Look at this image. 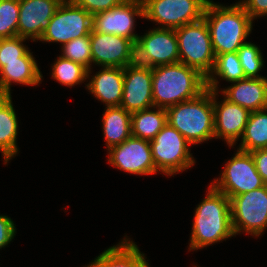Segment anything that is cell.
I'll return each instance as SVG.
<instances>
[{
	"label": "cell",
	"mask_w": 267,
	"mask_h": 267,
	"mask_svg": "<svg viewBox=\"0 0 267 267\" xmlns=\"http://www.w3.org/2000/svg\"><path fill=\"white\" fill-rule=\"evenodd\" d=\"M195 209L189 251L203 249L235 236L232 228L230 199L211 184Z\"/></svg>",
	"instance_id": "cell-1"
},
{
	"label": "cell",
	"mask_w": 267,
	"mask_h": 267,
	"mask_svg": "<svg viewBox=\"0 0 267 267\" xmlns=\"http://www.w3.org/2000/svg\"><path fill=\"white\" fill-rule=\"evenodd\" d=\"M153 106L167 109L203 93L206 77L197 69L175 63L152 68Z\"/></svg>",
	"instance_id": "cell-2"
},
{
	"label": "cell",
	"mask_w": 267,
	"mask_h": 267,
	"mask_svg": "<svg viewBox=\"0 0 267 267\" xmlns=\"http://www.w3.org/2000/svg\"><path fill=\"white\" fill-rule=\"evenodd\" d=\"M204 19L208 25L215 56L237 52L252 31L253 20L237 2L230 6L208 2Z\"/></svg>",
	"instance_id": "cell-3"
},
{
	"label": "cell",
	"mask_w": 267,
	"mask_h": 267,
	"mask_svg": "<svg viewBox=\"0 0 267 267\" xmlns=\"http://www.w3.org/2000/svg\"><path fill=\"white\" fill-rule=\"evenodd\" d=\"M167 123L174 127L190 145L215 138L212 91L206 89L198 97L166 109Z\"/></svg>",
	"instance_id": "cell-4"
},
{
	"label": "cell",
	"mask_w": 267,
	"mask_h": 267,
	"mask_svg": "<svg viewBox=\"0 0 267 267\" xmlns=\"http://www.w3.org/2000/svg\"><path fill=\"white\" fill-rule=\"evenodd\" d=\"M175 33L178 39L179 62L197 69L207 77L213 69L215 54L205 19L176 28Z\"/></svg>",
	"instance_id": "cell-5"
},
{
	"label": "cell",
	"mask_w": 267,
	"mask_h": 267,
	"mask_svg": "<svg viewBox=\"0 0 267 267\" xmlns=\"http://www.w3.org/2000/svg\"><path fill=\"white\" fill-rule=\"evenodd\" d=\"M149 142L157 172L172 176L192 168L196 162L189 142L168 123Z\"/></svg>",
	"instance_id": "cell-6"
},
{
	"label": "cell",
	"mask_w": 267,
	"mask_h": 267,
	"mask_svg": "<svg viewBox=\"0 0 267 267\" xmlns=\"http://www.w3.org/2000/svg\"><path fill=\"white\" fill-rule=\"evenodd\" d=\"M230 211L235 236H261L267 228V185L230 198Z\"/></svg>",
	"instance_id": "cell-7"
},
{
	"label": "cell",
	"mask_w": 267,
	"mask_h": 267,
	"mask_svg": "<svg viewBox=\"0 0 267 267\" xmlns=\"http://www.w3.org/2000/svg\"><path fill=\"white\" fill-rule=\"evenodd\" d=\"M211 0H142L144 19L160 24L157 28L176 29L204 18Z\"/></svg>",
	"instance_id": "cell-8"
},
{
	"label": "cell",
	"mask_w": 267,
	"mask_h": 267,
	"mask_svg": "<svg viewBox=\"0 0 267 267\" xmlns=\"http://www.w3.org/2000/svg\"><path fill=\"white\" fill-rule=\"evenodd\" d=\"M225 163L220 178L212 181L211 185L219 192L226 194L229 199L266 185L256 170L250 152L237 149L233 158Z\"/></svg>",
	"instance_id": "cell-9"
},
{
	"label": "cell",
	"mask_w": 267,
	"mask_h": 267,
	"mask_svg": "<svg viewBox=\"0 0 267 267\" xmlns=\"http://www.w3.org/2000/svg\"><path fill=\"white\" fill-rule=\"evenodd\" d=\"M92 15L71 0H63L49 21L48 29L43 33L42 42H67L90 35Z\"/></svg>",
	"instance_id": "cell-10"
},
{
	"label": "cell",
	"mask_w": 267,
	"mask_h": 267,
	"mask_svg": "<svg viewBox=\"0 0 267 267\" xmlns=\"http://www.w3.org/2000/svg\"><path fill=\"white\" fill-rule=\"evenodd\" d=\"M135 62L151 68L179 63L175 29L154 28L139 35L135 44Z\"/></svg>",
	"instance_id": "cell-11"
},
{
	"label": "cell",
	"mask_w": 267,
	"mask_h": 267,
	"mask_svg": "<svg viewBox=\"0 0 267 267\" xmlns=\"http://www.w3.org/2000/svg\"><path fill=\"white\" fill-rule=\"evenodd\" d=\"M135 16L144 18L142 0H124L118 6L93 15L92 30L123 36L136 44L139 35L134 33Z\"/></svg>",
	"instance_id": "cell-12"
},
{
	"label": "cell",
	"mask_w": 267,
	"mask_h": 267,
	"mask_svg": "<svg viewBox=\"0 0 267 267\" xmlns=\"http://www.w3.org/2000/svg\"><path fill=\"white\" fill-rule=\"evenodd\" d=\"M92 63L101 67H122L135 63V43L126 37L91 31Z\"/></svg>",
	"instance_id": "cell-13"
},
{
	"label": "cell",
	"mask_w": 267,
	"mask_h": 267,
	"mask_svg": "<svg viewBox=\"0 0 267 267\" xmlns=\"http://www.w3.org/2000/svg\"><path fill=\"white\" fill-rule=\"evenodd\" d=\"M107 152L108 163L124 172L147 176L157 172L148 140L131 136Z\"/></svg>",
	"instance_id": "cell-14"
},
{
	"label": "cell",
	"mask_w": 267,
	"mask_h": 267,
	"mask_svg": "<svg viewBox=\"0 0 267 267\" xmlns=\"http://www.w3.org/2000/svg\"><path fill=\"white\" fill-rule=\"evenodd\" d=\"M152 68L132 63L124 68L123 97L120 106L130 113L153 107Z\"/></svg>",
	"instance_id": "cell-15"
},
{
	"label": "cell",
	"mask_w": 267,
	"mask_h": 267,
	"mask_svg": "<svg viewBox=\"0 0 267 267\" xmlns=\"http://www.w3.org/2000/svg\"><path fill=\"white\" fill-rule=\"evenodd\" d=\"M217 95V91H212L215 139L222 138L229 147H233L242 137L251 112L225 97L221 103L217 102Z\"/></svg>",
	"instance_id": "cell-16"
},
{
	"label": "cell",
	"mask_w": 267,
	"mask_h": 267,
	"mask_svg": "<svg viewBox=\"0 0 267 267\" xmlns=\"http://www.w3.org/2000/svg\"><path fill=\"white\" fill-rule=\"evenodd\" d=\"M63 0H19L17 36L40 40Z\"/></svg>",
	"instance_id": "cell-17"
},
{
	"label": "cell",
	"mask_w": 267,
	"mask_h": 267,
	"mask_svg": "<svg viewBox=\"0 0 267 267\" xmlns=\"http://www.w3.org/2000/svg\"><path fill=\"white\" fill-rule=\"evenodd\" d=\"M222 96L250 112L267 108V77L245 78L221 89Z\"/></svg>",
	"instance_id": "cell-18"
},
{
	"label": "cell",
	"mask_w": 267,
	"mask_h": 267,
	"mask_svg": "<svg viewBox=\"0 0 267 267\" xmlns=\"http://www.w3.org/2000/svg\"><path fill=\"white\" fill-rule=\"evenodd\" d=\"M91 77L89 83L85 84L89 92L107 107L120 106L123 97L124 68L102 67Z\"/></svg>",
	"instance_id": "cell-19"
},
{
	"label": "cell",
	"mask_w": 267,
	"mask_h": 267,
	"mask_svg": "<svg viewBox=\"0 0 267 267\" xmlns=\"http://www.w3.org/2000/svg\"><path fill=\"white\" fill-rule=\"evenodd\" d=\"M42 77L32 52L28 51L20 61L4 62L0 69V96H11V83L37 86Z\"/></svg>",
	"instance_id": "cell-20"
},
{
	"label": "cell",
	"mask_w": 267,
	"mask_h": 267,
	"mask_svg": "<svg viewBox=\"0 0 267 267\" xmlns=\"http://www.w3.org/2000/svg\"><path fill=\"white\" fill-rule=\"evenodd\" d=\"M129 239L126 237L118 244L107 248L85 267H150L145 254Z\"/></svg>",
	"instance_id": "cell-21"
},
{
	"label": "cell",
	"mask_w": 267,
	"mask_h": 267,
	"mask_svg": "<svg viewBox=\"0 0 267 267\" xmlns=\"http://www.w3.org/2000/svg\"><path fill=\"white\" fill-rule=\"evenodd\" d=\"M18 119L12 104L11 96H0V152L4 164L18 153L17 133Z\"/></svg>",
	"instance_id": "cell-22"
},
{
	"label": "cell",
	"mask_w": 267,
	"mask_h": 267,
	"mask_svg": "<svg viewBox=\"0 0 267 267\" xmlns=\"http://www.w3.org/2000/svg\"><path fill=\"white\" fill-rule=\"evenodd\" d=\"M102 130L106 149L121 144L132 136L131 113L123 107H106L102 117Z\"/></svg>",
	"instance_id": "cell-23"
},
{
	"label": "cell",
	"mask_w": 267,
	"mask_h": 267,
	"mask_svg": "<svg viewBox=\"0 0 267 267\" xmlns=\"http://www.w3.org/2000/svg\"><path fill=\"white\" fill-rule=\"evenodd\" d=\"M166 124L167 114L164 108L153 106L131 113V134L139 139L151 141Z\"/></svg>",
	"instance_id": "cell-24"
},
{
	"label": "cell",
	"mask_w": 267,
	"mask_h": 267,
	"mask_svg": "<svg viewBox=\"0 0 267 267\" xmlns=\"http://www.w3.org/2000/svg\"><path fill=\"white\" fill-rule=\"evenodd\" d=\"M217 76L230 83L246 78L237 52L215 56L213 69L206 77L207 89L218 92L219 82Z\"/></svg>",
	"instance_id": "cell-25"
},
{
	"label": "cell",
	"mask_w": 267,
	"mask_h": 267,
	"mask_svg": "<svg viewBox=\"0 0 267 267\" xmlns=\"http://www.w3.org/2000/svg\"><path fill=\"white\" fill-rule=\"evenodd\" d=\"M240 142L243 152L267 148V108L250 113Z\"/></svg>",
	"instance_id": "cell-26"
},
{
	"label": "cell",
	"mask_w": 267,
	"mask_h": 267,
	"mask_svg": "<svg viewBox=\"0 0 267 267\" xmlns=\"http://www.w3.org/2000/svg\"><path fill=\"white\" fill-rule=\"evenodd\" d=\"M52 78L60 84L73 87L88 78V69L79 63L58 56L56 62L52 65Z\"/></svg>",
	"instance_id": "cell-27"
},
{
	"label": "cell",
	"mask_w": 267,
	"mask_h": 267,
	"mask_svg": "<svg viewBox=\"0 0 267 267\" xmlns=\"http://www.w3.org/2000/svg\"><path fill=\"white\" fill-rule=\"evenodd\" d=\"M63 58L79 63L88 69V79H90L92 55L90 45V35L73 39L61 47Z\"/></svg>",
	"instance_id": "cell-28"
},
{
	"label": "cell",
	"mask_w": 267,
	"mask_h": 267,
	"mask_svg": "<svg viewBox=\"0 0 267 267\" xmlns=\"http://www.w3.org/2000/svg\"><path fill=\"white\" fill-rule=\"evenodd\" d=\"M237 54L246 78H264L258 74L264 67V60L262 52L256 44L244 43L237 50Z\"/></svg>",
	"instance_id": "cell-29"
},
{
	"label": "cell",
	"mask_w": 267,
	"mask_h": 267,
	"mask_svg": "<svg viewBox=\"0 0 267 267\" xmlns=\"http://www.w3.org/2000/svg\"><path fill=\"white\" fill-rule=\"evenodd\" d=\"M19 0H0V39L17 36Z\"/></svg>",
	"instance_id": "cell-30"
},
{
	"label": "cell",
	"mask_w": 267,
	"mask_h": 267,
	"mask_svg": "<svg viewBox=\"0 0 267 267\" xmlns=\"http://www.w3.org/2000/svg\"><path fill=\"white\" fill-rule=\"evenodd\" d=\"M27 38L15 36L0 39V69L4 62L20 61L28 51V47L23 44Z\"/></svg>",
	"instance_id": "cell-31"
},
{
	"label": "cell",
	"mask_w": 267,
	"mask_h": 267,
	"mask_svg": "<svg viewBox=\"0 0 267 267\" xmlns=\"http://www.w3.org/2000/svg\"><path fill=\"white\" fill-rule=\"evenodd\" d=\"M74 4L84 8L92 16L115 6L124 0H71Z\"/></svg>",
	"instance_id": "cell-32"
},
{
	"label": "cell",
	"mask_w": 267,
	"mask_h": 267,
	"mask_svg": "<svg viewBox=\"0 0 267 267\" xmlns=\"http://www.w3.org/2000/svg\"><path fill=\"white\" fill-rule=\"evenodd\" d=\"M16 225L8 215H0V249L5 248L16 235Z\"/></svg>",
	"instance_id": "cell-33"
},
{
	"label": "cell",
	"mask_w": 267,
	"mask_h": 267,
	"mask_svg": "<svg viewBox=\"0 0 267 267\" xmlns=\"http://www.w3.org/2000/svg\"><path fill=\"white\" fill-rule=\"evenodd\" d=\"M252 20L267 16V0H242L238 2Z\"/></svg>",
	"instance_id": "cell-34"
},
{
	"label": "cell",
	"mask_w": 267,
	"mask_h": 267,
	"mask_svg": "<svg viewBox=\"0 0 267 267\" xmlns=\"http://www.w3.org/2000/svg\"><path fill=\"white\" fill-rule=\"evenodd\" d=\"M250 153L254 159L257 172L262 177L263 182L267 185V148L256 149Z\"/></svg>",
	"instance_id": "cell-35"
}]
</instances>
